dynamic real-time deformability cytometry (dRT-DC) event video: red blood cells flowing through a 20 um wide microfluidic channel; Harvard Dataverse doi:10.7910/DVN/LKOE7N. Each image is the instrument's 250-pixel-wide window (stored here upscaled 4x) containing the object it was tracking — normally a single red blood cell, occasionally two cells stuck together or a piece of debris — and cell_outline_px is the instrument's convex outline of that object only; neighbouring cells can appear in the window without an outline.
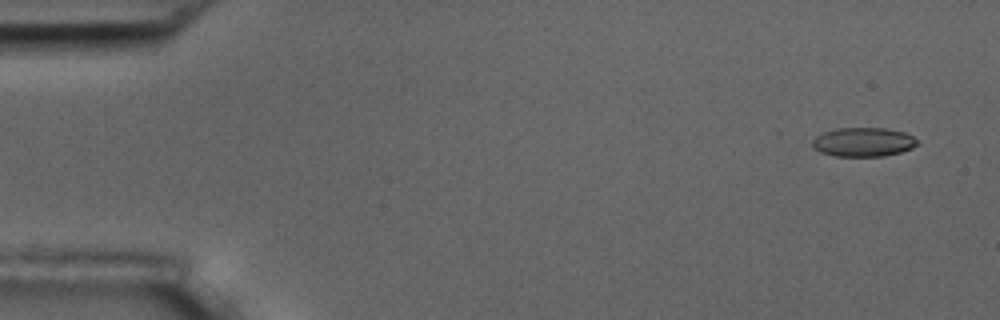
{"species": "common noctule bat (a hibernating species)", "species_latin": "Nyctalus noctula", "temperature_condition": "room temperature", "stored_images_in_passage": 10, "camera_frame_rate_fps": 3000, "um_per_image_px": 0.085, "animal": {"sex": "male", "body_mass_g": 17.5, "forearm_length_mm": 52.3}, "frame": {"image": 1, "passage_image": 1, "time_ms": 0.0, "image_size_px": [1000, 320], "cell_outline_px": [[920, 144], [912, 148], [900, 152], [884, 156], [836, 156], [820, 152], [812, 144], [812, 140], [816, 136], [824, 132], [836, 128], [884, 128], [904, 132], [920, 140]], "centroid_in_image_um": [73.42, 12.07], "position_along_channel_um": 11.6, "area_um2": 17.8}}
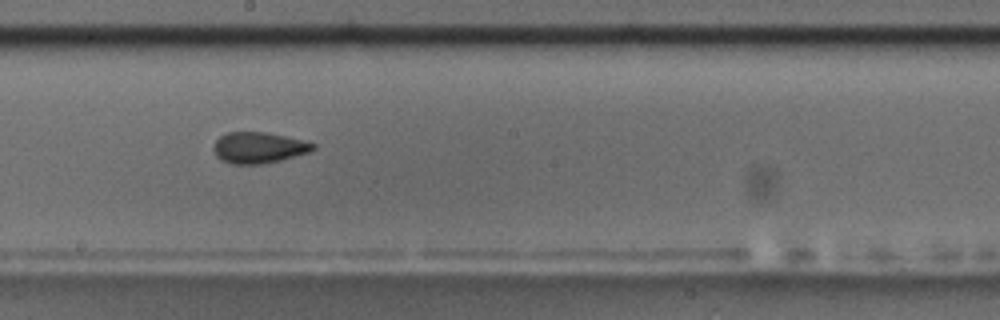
{"frame": {"image": 2, "passage_image": 9, "time_ms": 9.333, "image_size_px": [1000, 320], "cell_outline_px": [[316, 148], [308, 152], [280, 160], [264, 164], [228, 164], [220, 160], [216, 156], [212, 148], [216, 140], [220, 136], [228, 132], [264, 132], [284, 136], [316, 144]], "centroid_in_image_um": [21.93, 12.56], "position_along_channel_um": 226.3, "area_um2": 17.98}}
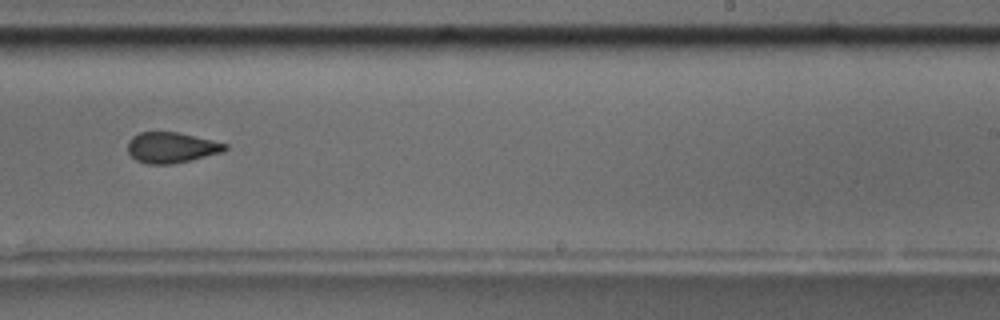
{"frame": {"image": 3, "passage_image": 10, "time_ms": 10.667, "image_size_px": [1000, 320], "cell_outline_px": [[228, 148], [224, 152], [172, 164], [148, 164], [136, 160], [128, 152], [128, 140], [132, 136], [140, 132], [176, 132], [212, 140], [228, 144]], "centroid_in_image_um": [14.57, 12.54], "position_along_channel_um": 274.4, "area_um2": 17.34}}